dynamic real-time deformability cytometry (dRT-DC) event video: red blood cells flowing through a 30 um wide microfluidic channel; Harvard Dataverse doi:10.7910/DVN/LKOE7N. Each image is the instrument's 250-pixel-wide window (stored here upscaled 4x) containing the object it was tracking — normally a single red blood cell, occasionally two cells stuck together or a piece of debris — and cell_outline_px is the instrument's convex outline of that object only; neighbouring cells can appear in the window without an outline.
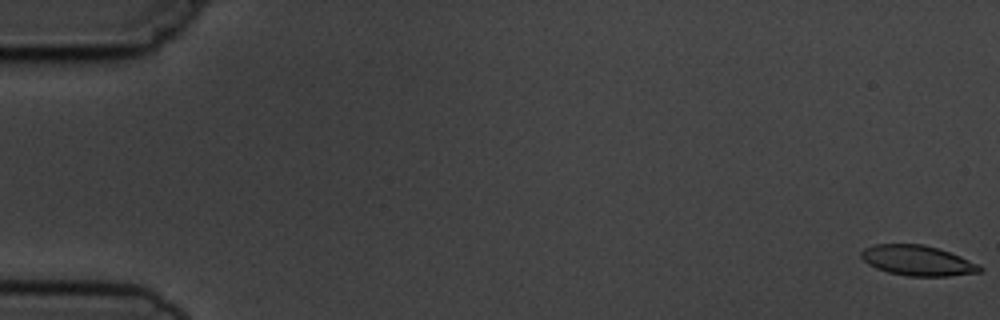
{"species": "common noctule bat (a hibernating species)", "species_latin": "Nyctalus noctula", "temperature_condition": "cold", "stored_images_in_passage": 6, "camera_frame_rate_fps": 3000, "um_per_image_px": 0.085, "animal": {"sex": "male", "body_mass_g": 19.5, "forearm_length_mm": 54.6}, "frame": {"image": 1, "passage_image": 1, "time_ms": 0.0, "image_size_px": [1000, 320], "cell_outline_px": [[984, 268], [980, 272], [948, 276], [908, 276], [888, 272], [876, 268], [868, 264], [860, 256], [860, 252], [864, 248], [876, 244], [920, 244], [936, 248], [960, 256], [980, 264]], "centroid_in_image_um": [77.99, 22.15], "position_along_channel_um": 7.0, "area_um2": 20.81}}